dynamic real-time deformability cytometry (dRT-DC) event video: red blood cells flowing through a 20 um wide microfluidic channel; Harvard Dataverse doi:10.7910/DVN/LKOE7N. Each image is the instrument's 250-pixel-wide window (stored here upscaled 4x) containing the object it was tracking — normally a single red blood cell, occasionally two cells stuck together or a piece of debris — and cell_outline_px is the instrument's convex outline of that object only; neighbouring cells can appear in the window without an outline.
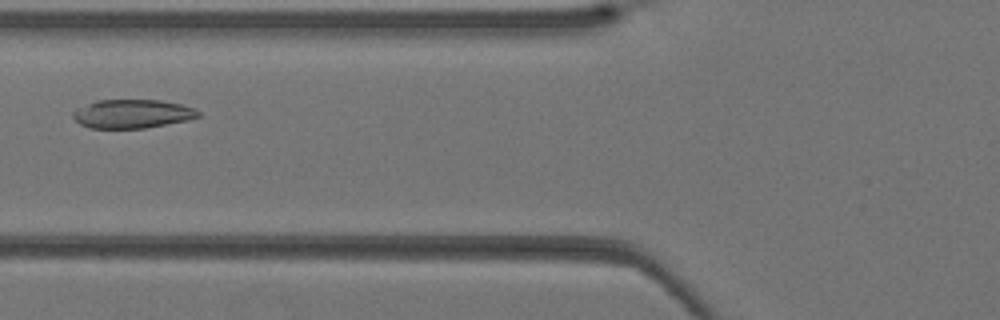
{"species": "Egyptian fruit bat (a non-hibernating species)", "species_latin": "Rousettus aegyptiacus", "temperature_condition": "warm", "stored_images_in_passage": 35, "camera_frame_rate_fps": 3000, "um_per_image_px": 0.085, "animal": {"sex": "female"}, "frame": {"image": 1, "passage_image": 10, "time_ms": 3.0, "image_size_px": [1000, 320], "cell_outline_px": [[200, 116], [188, 120], [144, 128], [92, 128], [80, 124], [72, 116], [72, 112], [76, 108], [96, 100], [160, 100], [180, 104], [196, 108], [200, 112]], "centroid_in_image_um": [11.25, 9.67], "position_along_channel_um": 114.6, "area_um2": 20.98}}
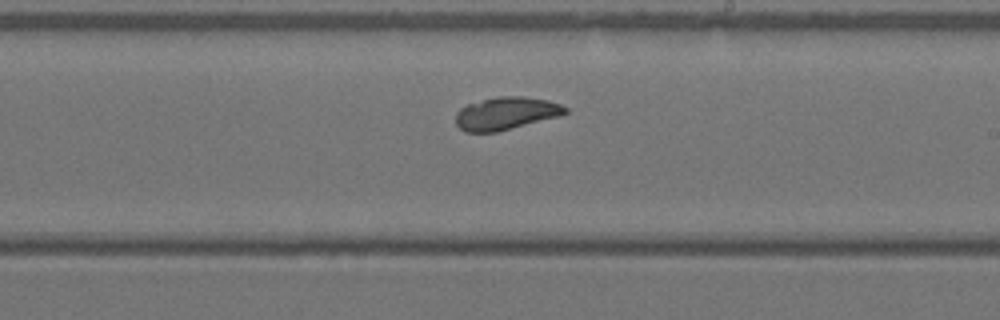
{"frame": {"image": 2, "passage_image": 18, "time_ms": 5.667, "image_size_px": [1000, 320], "cell_outline_px": [[568, 112], [560, 116], [496, 132], [464, 132], [456, 124], [456, 112], [460, 108], [468, 104], [496, 96], [524, 96], [548, 100], [560, 104], [568, 108]], "centroid_in_image_um": [43.01, 9.63], "position_along_channel_um": 246.0, "area_um2": 20.92}}
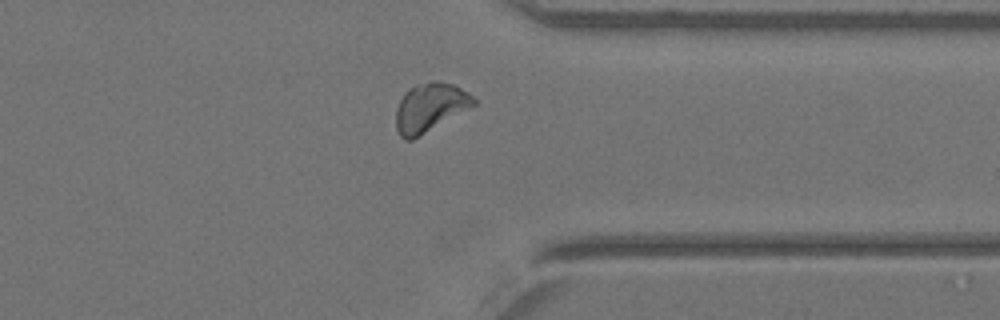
{"frame": {"image": 3, "passage_image": 26, "time_ms": 8.333, "image_size_px": [1000, 320], "cell_outline_px": [[476, 104], [412, 140], [404, 140], [400, 136], [396, 128], [396, 108], [404, 92], [408, 88], [416, 84], [432, 80], [440, 80], [452, 84], [468, 92], [476, 100]], "centroid_in_image_um": [36.52, 9.11], "position_along_channel_um": 374.9, "area_um2": 22.02}}